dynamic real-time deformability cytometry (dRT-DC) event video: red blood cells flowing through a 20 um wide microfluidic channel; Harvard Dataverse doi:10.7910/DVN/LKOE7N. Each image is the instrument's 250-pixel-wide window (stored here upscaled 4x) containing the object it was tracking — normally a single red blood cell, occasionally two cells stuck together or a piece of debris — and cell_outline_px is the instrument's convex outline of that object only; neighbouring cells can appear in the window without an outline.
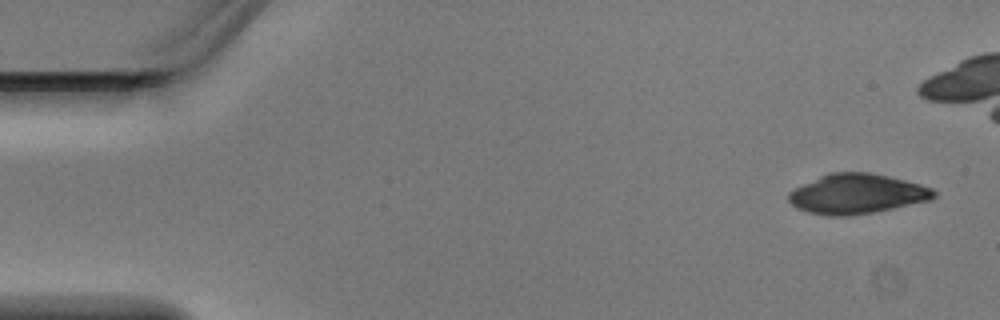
{"species": "Egyptian fruit bat (a non-hibernating species)", "species_latin": "Rousettus aegyptiacus", "temperature_condition": "warm", "stored_images_in_passage": 4, "camera_frame_rate_fps": 3000, "um_per_image_px": 0.085, "animal": {"sex": "male"}, "frame": {"image": 1, "passage_image": 1, "time_ms": 0.0, "image_size_px": [1000, 320], "cell_outline_px": [[936, 196], [932, 200], [852, 216], [828, 216], [808, 212], [796, 208], [788, 200], [788, 192], [828, 172], [872, 172], [920, 184], [932, 188], [936, 192]], "centroid_in_image_um": [72.84, 16.48], "position_along_channel_um": 12.2, "area_um2": 33.7}}